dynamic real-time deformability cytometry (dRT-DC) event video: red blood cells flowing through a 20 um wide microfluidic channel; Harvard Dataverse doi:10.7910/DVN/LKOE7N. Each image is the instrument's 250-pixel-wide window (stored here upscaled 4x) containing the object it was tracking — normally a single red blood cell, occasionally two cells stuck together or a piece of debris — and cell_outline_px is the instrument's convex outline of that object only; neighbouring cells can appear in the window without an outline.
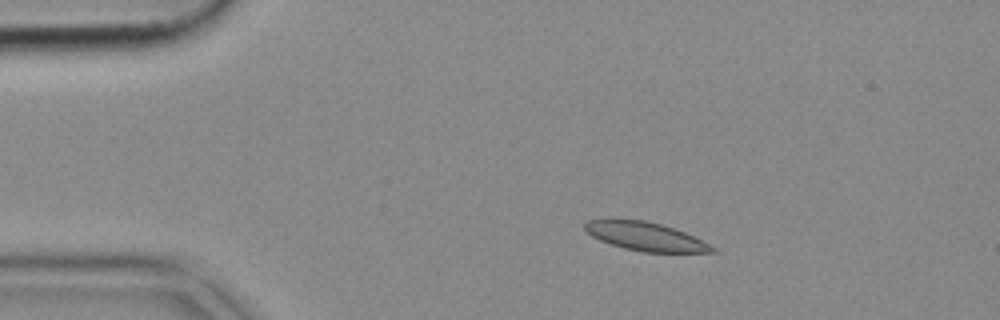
{"species": "common noctule bat (a hibernating species)", "species_latin": "Nyctalus noctula", "temperature_condition": "cold", "stored_images_in_passage": 44, "camera_frame_rate_fps": 3000, "um_per_image_px": 0.085, "animal": {"sex": "female", "body_mass_g": 18.4}, "frame": {"image": 1, "passage_image": 1, "time_ms": 0.0, "image_size_px": [1000, 320], "cell_outline_px": [[720, 252], [644, 252], [624, 248], [600, 240], [592, 236], [584, 228], [584, 224], [588, 220], [604, 216], [616, 216], [644, 220], [660, 224], [684, 232], [716, 248]], "centroid_in_image_um": [54.75, 20.04], "position_along_channel_um": 30.2, "area_um2": 21.62}}
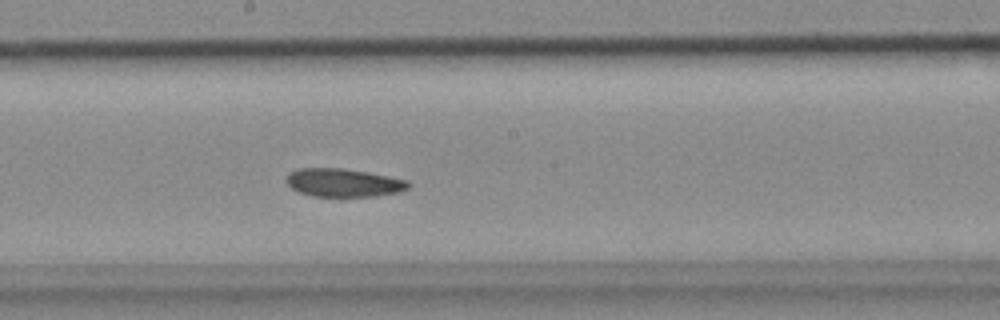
{"frame": {"image": 2, "passage_image": 20, "time_ms": 6.333, "image_size_px": [1000, 320], "cell_outline_px": [[412, 184], [408, 188], [400, 192], [376, 196], [312, 196], [300, 192], [292, 188], [288, 184], [288, 176], [292, 172], [300, 168], [340, 168], [368, 172], [408, 180]], "centroid_in_image_um": [29.27, 15.53], "position_along_channel_um": 218.9, "area_um2": 19.88}}
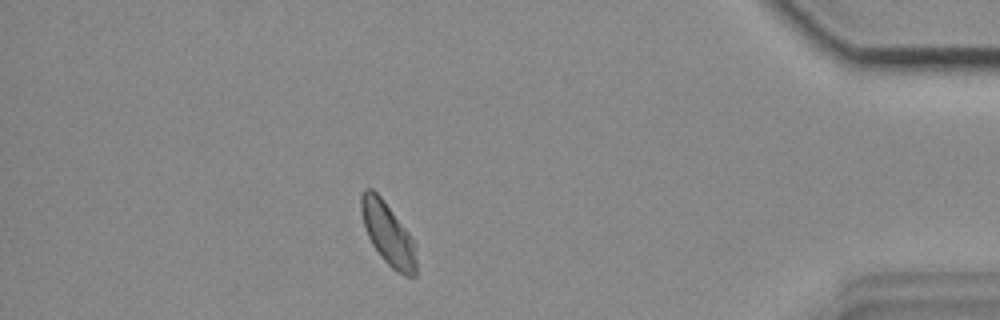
{"frame": {"image": 3, "passage_image": 38, "time_ms": 12.333, "image_size_px": [1000, 320], "cell_outline_px": [[416, 276], [404, 276], [392, 268], [380, 256], [372, 244], [364, 228], [360, 212], [360, 196], [364, 188], [372, 188], [380, 196], [408, 232], [416, 244]], "centroid_in_image_um": [32.96, 19.87], "position_along_channel_um": 402.2, "area_um2": 20.11}}